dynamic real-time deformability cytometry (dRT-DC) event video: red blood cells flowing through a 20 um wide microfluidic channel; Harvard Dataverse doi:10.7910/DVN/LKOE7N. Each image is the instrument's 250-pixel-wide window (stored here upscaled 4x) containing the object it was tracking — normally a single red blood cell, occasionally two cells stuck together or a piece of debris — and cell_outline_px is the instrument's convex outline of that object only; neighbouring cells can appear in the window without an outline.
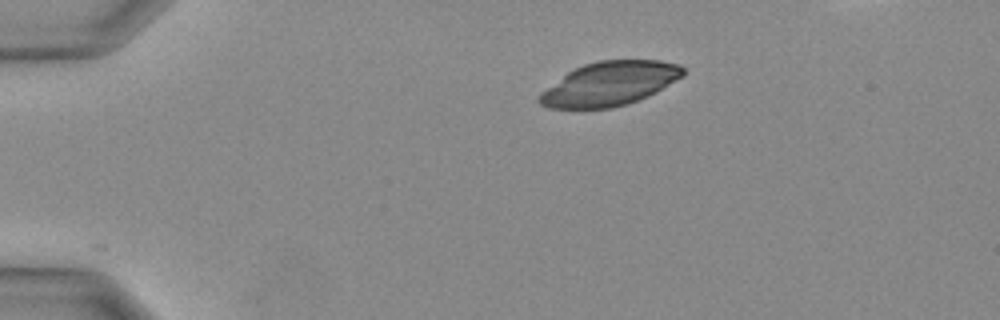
{"species": "Egyptian fruit bat (a non-hibernating species)", "species_latin": "Rousettus aegyptiacus", "temperature_condition": "warm", "stored_images_in_passage": 23, "camera_frame_rate_fps": 3000, "um_per_image_px": 0.085, "animal": {"sex": "female"}, "frame": {"image": 1, "passage_image": 1, "time_ms": 0.0, "image_size_px": [1000, 320], "cell_outline_px": [[684, 76], [656, 92], [648, 96], [628, 104], [612, 108], [548, 108], [540, 104], [536, 100], [540, 92], [568, 72], [584, 64], [600, 60], [660, 60], [680, 64], [684, 68]], "centroid_in_image_um": [51.83, 7.12], "position_along_channel_um": 33.2, "area_um2": 36.88}}